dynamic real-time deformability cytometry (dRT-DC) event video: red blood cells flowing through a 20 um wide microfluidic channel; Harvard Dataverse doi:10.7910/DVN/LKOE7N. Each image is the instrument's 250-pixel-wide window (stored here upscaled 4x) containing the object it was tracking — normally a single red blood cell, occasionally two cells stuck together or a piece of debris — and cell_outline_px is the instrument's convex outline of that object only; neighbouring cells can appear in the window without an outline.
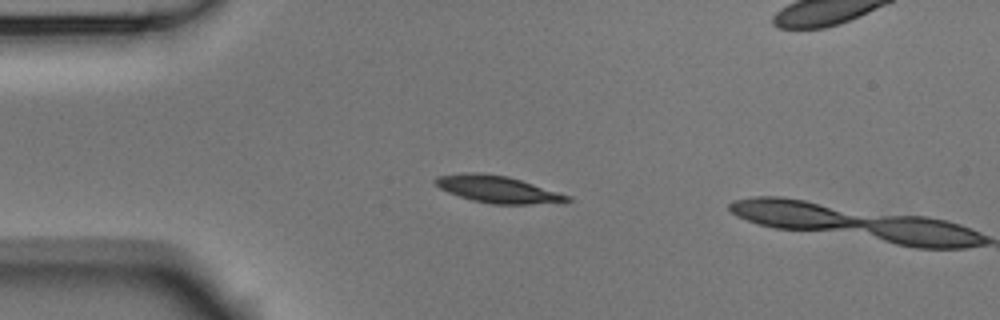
{"species": "Egyptian fruit bat (a non-hibernating species)", "species_latin": "Rousettus aegyptiacus", "temperature_condition": "room temperature", "stored_images_in_passage": 4, "camera_frame_rate_fps": 3000, "um_per_image_px": 0.085, "animal": {"sex": "male"}, "frame": {"image": 1, "passage_image": 3, "time_ms": 0.667, "image_size_px": [1000, 320], "cell_outline_px": [[572, 200], [564, 204], [492, 204], [472, 200], [448, 192], [440, 188], [432, 180], [436, 176], [464, 172], [480, 172], [508, 176], [572, 196]], "centroid_in_image_um": [42.37, 16.09], "position_along_channel_um": 42.6, "area_um2": 21.15}}